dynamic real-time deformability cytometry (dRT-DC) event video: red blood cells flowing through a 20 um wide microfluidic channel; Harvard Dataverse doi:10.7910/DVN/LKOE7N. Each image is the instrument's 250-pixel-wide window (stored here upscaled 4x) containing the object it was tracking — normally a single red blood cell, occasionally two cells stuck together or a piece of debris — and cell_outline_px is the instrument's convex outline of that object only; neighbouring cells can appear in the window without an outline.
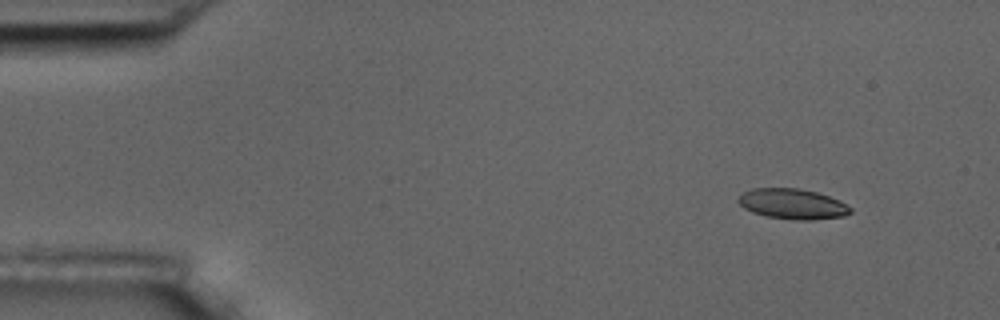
{"species": "common noctule bat (a hibernating species)", "species_latin": "Nyctalus noctula", "temperature_condition": "room temperature", "stored_images_in_passage": 5, "camera_frame_rate_fps": 3000, "um_per_image_px": 0.085, "animal": {"sex": "male", "body_mass_g": 17.5, "forearm_length_mm": 52.3}, "frame": {"image": 1, "passage_image": 2, "time_ms": 1.0, "image_size_px": [1000, 320], "cell_outline_px": [[852, 212], [844, 216], [812, 220], [796, 220], [768, 216], [752, 212], [744, 208], [736, 200], [744, 192], [752, 188], [796, 188], [816, 192], [828, 196], [852, 208]], "centroid_in_image_um": [67.34, 17.34], "position_along_channel_um": 17.7, "area_um2": 19.59}}
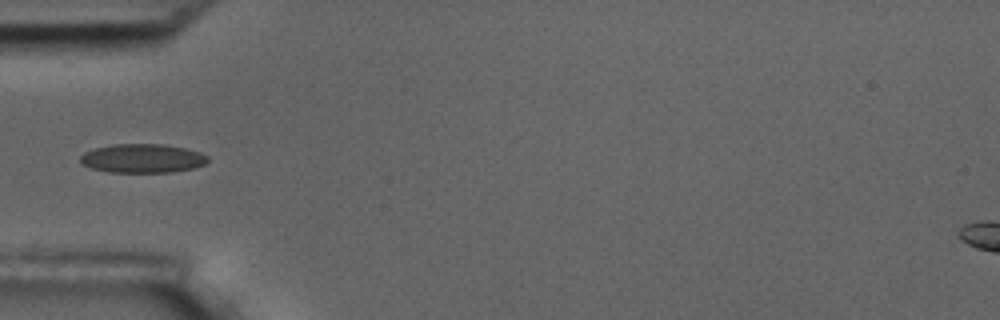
{"frame": {"image": 2, "passage_image": 5, "time_ms": 5.333, "image_size_px": [1000, 320], "cell_outline_px": [[208, 160], [204, 164], [192, 168], [172, 172], [108, 172], [92, 168], [80, 164], [80, 156], [84, 152], [96, 148], [112, 144], [164, 144], [184, 148], [200, 152], [208, 156]], "centroid_in_image_um": [12.08, 13.46], "position_along_channel_um": 72.9, "area_um2": 21.44}}